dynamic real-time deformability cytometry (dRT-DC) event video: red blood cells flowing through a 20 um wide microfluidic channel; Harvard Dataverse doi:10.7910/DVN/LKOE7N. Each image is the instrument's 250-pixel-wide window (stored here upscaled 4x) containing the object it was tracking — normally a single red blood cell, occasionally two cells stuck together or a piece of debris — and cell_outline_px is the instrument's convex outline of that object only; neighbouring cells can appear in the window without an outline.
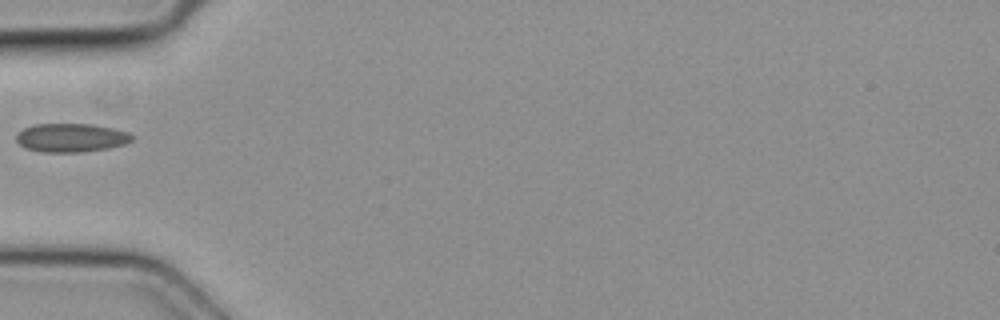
{"species": "common noctule bat (a hibernating species)", "species_latin": "Nyctalus noctula", "temperature_condition": "cold", "stored_images_in_passage": 5, "camera_frame_rate_fps": 3000, "um_per_image_px": 0.085, "animal": {"sex": "female", "body_mass_g": 19.3, "forearm_length_mm": 54.1}, "frame": {"image": 1, "passage_image": 5, "time_ms": 1.333, "image_size_px": [1000, 320], "cell_outline_px": [[132, 140], [124, 144], [108, 148], [80, 152], [40, 152], [24, 148], [16, 140], [16, 132], [32, 124], [92, 124], [112, 128], [128, 132], [132, 136]], "centroid_in_image_um": [5.99, 11.7], "position_along_channel_um": 79.0, "area_um2": 19.36}}